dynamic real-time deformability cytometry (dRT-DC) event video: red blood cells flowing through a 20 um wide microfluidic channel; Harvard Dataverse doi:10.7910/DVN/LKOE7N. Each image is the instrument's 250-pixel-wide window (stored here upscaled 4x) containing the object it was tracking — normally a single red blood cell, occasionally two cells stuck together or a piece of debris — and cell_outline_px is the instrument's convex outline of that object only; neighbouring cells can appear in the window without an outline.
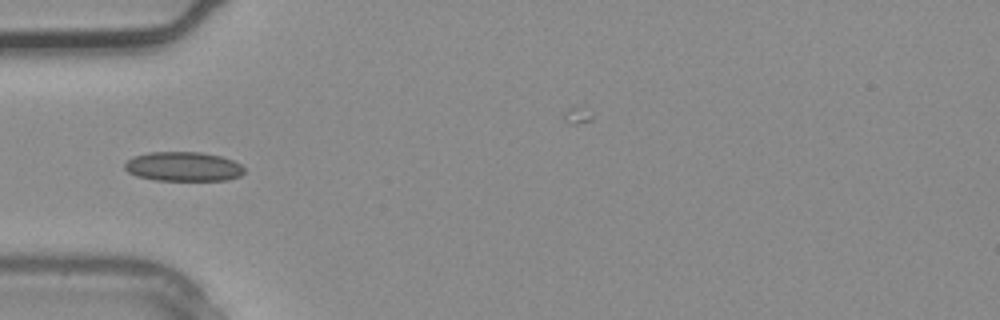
{"species": "common noctule bat (a hibernating species)", "species_latin": "Nyctalus noctula", "temperature_condition": "warm", "stored_images_in_passage": 4, "camera_frame_rate_fps": 3000, "um_per_image_px": 0.085, "animal": {"sex": "male", "body_mass_g": 20.4}, "frame": {"image": 1, "passage_image": 4, "time_ms": 1.0, "image_size_px": [1000, 320], "cell_outline_px": [[244, 172], [240, 176], [228, 180], [156, 180], [136, 176], [128, 172], [124, 168], [124, 164], [132, 156], [148, 152], [200, 152], [220, 156], [232, 160], [240, 164], [244, 168]], "centroid_in_image_um": [15.56, 14.15], "position_along_channel_um": 69.4, "area_um2": 20.52}}